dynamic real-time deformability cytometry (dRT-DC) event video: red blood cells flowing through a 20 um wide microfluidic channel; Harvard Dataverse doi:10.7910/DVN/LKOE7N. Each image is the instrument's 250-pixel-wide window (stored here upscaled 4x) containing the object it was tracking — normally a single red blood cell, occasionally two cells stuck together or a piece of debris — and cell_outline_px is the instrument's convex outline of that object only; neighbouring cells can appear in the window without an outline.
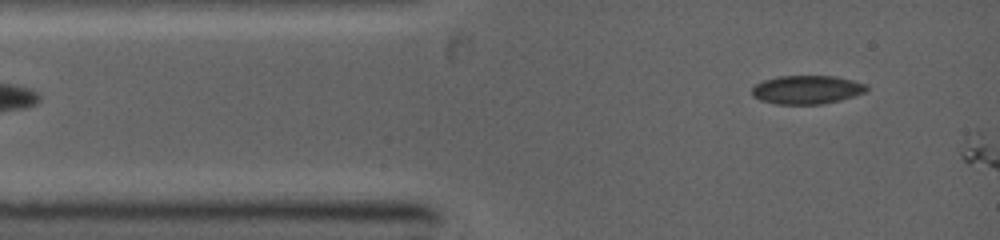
{"species": "common noctule bat (a hibernating species)", "species_latin": "Nyctalus noctula", "temperature_condition": "warm", "stored_images_in_passage": 4, "segment_of_instrument_passage": [2, 2], "camera_frame_rate_fps": 5000, "um_per_image_px": 0.085, "animal": {"sex": "female", "body_mass_g": 19.0, "forearm_length_mm": 53.3}, "frame": {"image": 1, "passage_image": 4, "time_ms": 3.2, "image_size_px": [1000, 240], "cell_outline_px": [[868, 88], [864, 92], [840, 100], [820, 104], [776, 104], [760, 100], [752, 96], [752, 88], [756, 84], [764, 80], [776, 76], [836, 76], [852, 80], [864, 84]], "centroid_in_image_um": [68.53, 7.62], "position_along_channel_um": 16.5, "area_um2": 18.96}}